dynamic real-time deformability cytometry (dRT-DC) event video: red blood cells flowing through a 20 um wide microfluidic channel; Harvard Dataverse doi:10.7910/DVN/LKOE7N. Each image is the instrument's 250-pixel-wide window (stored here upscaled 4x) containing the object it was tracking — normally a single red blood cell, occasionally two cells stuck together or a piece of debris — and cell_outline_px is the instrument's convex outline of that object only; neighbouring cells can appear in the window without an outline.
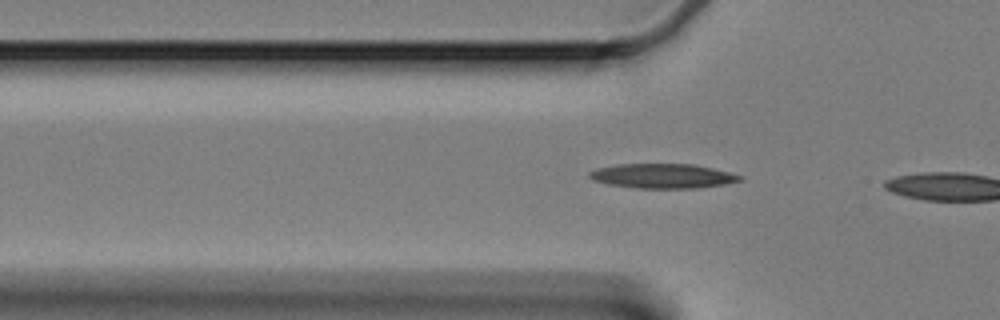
{"species": "Egyptian fruit bat (a non-hibernating species)", "species_latin": "Rousettus aegyptiacus", "temperature_condition": "cold", "stored_images_in_passage": 10, "camera_frame_rate_fps": 3000, "um_per_image_px": 0.085, "animal": {"sex": "female"}, "frame": {"image": 1, "passage_image": 9, "time_ms": 2.667, "image_size_px": [1000, 320], "cell_outline_px": [[744, 176], [740, 180], [724, 184], [696, 188], [636, 188], [608, 184], [592, 180], [588, 176], [588, 172], [596, 168], [616, 164], [696, 164]], "centroid_in_image_um": [56.28, 14.95], "position_along_channel_um": 69.5, "area_um2": 21.56}}